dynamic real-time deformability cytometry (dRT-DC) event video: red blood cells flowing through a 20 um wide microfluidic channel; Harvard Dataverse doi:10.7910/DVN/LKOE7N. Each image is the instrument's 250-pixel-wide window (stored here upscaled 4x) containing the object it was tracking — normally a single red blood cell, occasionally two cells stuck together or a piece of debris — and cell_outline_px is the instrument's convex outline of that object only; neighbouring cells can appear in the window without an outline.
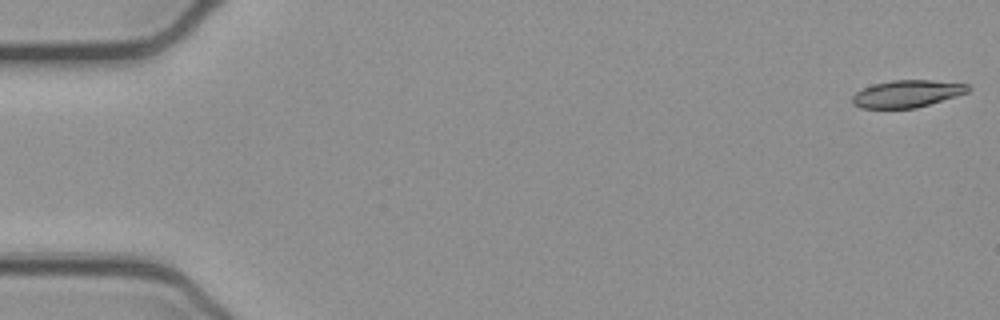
{"species": "common noctule bat (a hibernating species)", "species_latin": "Nyctalus noctula", "temperature_condition": "cold", "stored_images_in_passage": 52, "camera_frame_rate_fps": 3000, "um_per_image_px": 0.085, "animal": {"sex": "female", "body_mass_g": 21.9}, "frame": {"image": 1, "passage_image": 1, "time_ms": 0.0, "image_size_px": [1000, 320], "cell_outline_px": [[972, 88], [968, 92], [956, 96], [916, 108], [860, 108], [852, 104], [852, 96], [856, 92], [872, 84], [892, 80], [932, 80], [968, 84]], "centroid_in_image_um": [77.09, 7.96], "position_along_channel_um": 7.9, "area_um2": 18.38}}
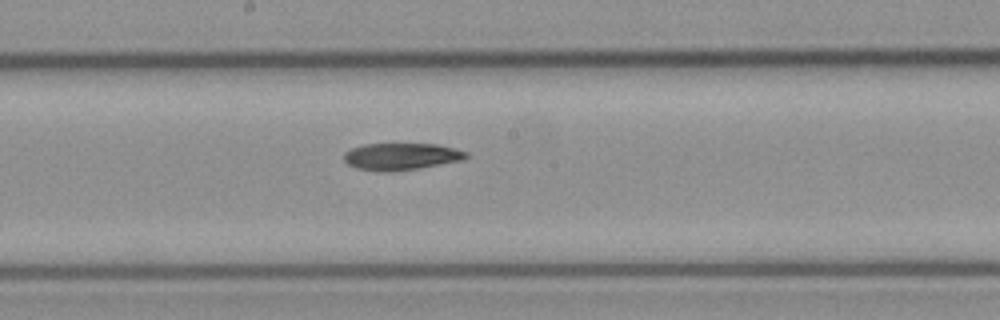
{"frame": {"image": 2, "passage_image": 28, "time_ms": 9.0, "image_size_px": [1000, 320], "cell_outline_px": [[468, 156], [464, 160], [416, 168], [388, 172], [376, 172], [356, 168], [348, 164], [344, 160], [344, 152], [352, 148], [364, 144], [436, 144], [468, 152]], "centroid_in_image_um": [34.07, 13.3], "position_along_channel_um": 214.1, "area_um2": 19.13}}
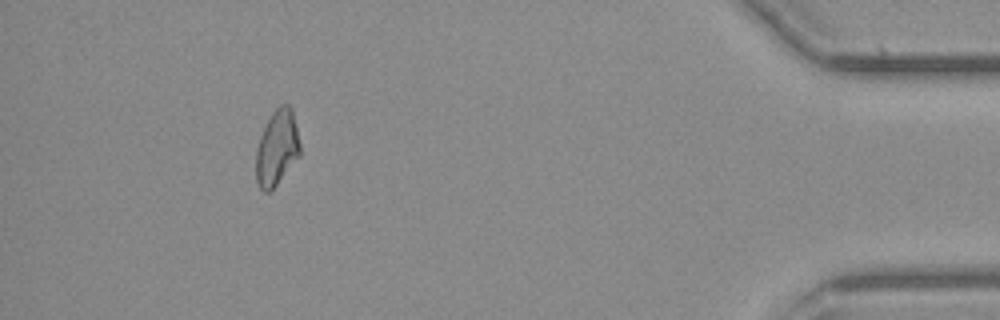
{"frame": {"image": 3, "passage_image": 48, "time_ms": 15.667, "image_size_px": [1000, 320], "cell_outline_px": [[300, 156], [276, 184], [268, 192], [264, 192], [260, 188], [256, 180], [256, 148], [260, 136], [272, 112], [280, 104], [288, 104], [292, 108], [300, 144]], "centroid_in_image_um": [23.54, 12.55], "position_along_channel_um": 411.7, "area_um2": 19.25}}